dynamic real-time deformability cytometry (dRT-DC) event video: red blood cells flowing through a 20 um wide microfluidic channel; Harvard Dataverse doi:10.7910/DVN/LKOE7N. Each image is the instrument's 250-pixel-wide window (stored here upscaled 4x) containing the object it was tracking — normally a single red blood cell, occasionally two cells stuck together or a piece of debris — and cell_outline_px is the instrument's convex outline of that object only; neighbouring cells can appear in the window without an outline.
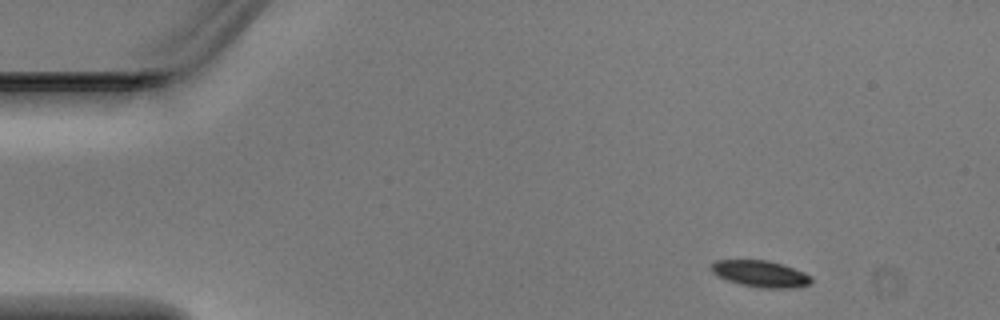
{"species": "Egyptian fruit bat (a non-hibernating species)", "species_latin": "Rousettus aegyptiacus", "temperature_condition": "warm", "stored_images_in_passage": 3, "camera_frame_rate_fps": 3000, "um_per_image_px": 0.085, "animal": {"sex": "male"}, "frame": {"image": 1, "passage_image": 1, "time_ms": 0.0, "image_size_px": [1000, 320], "cell_outline_px": [[812, 280], [808, 284], [796, 288], [760, 288], [740, 284], [728, 280], [712, 272], [708, 268], [716, 260], [768, 260], [804, 272], [812, 276]], "centroid_in_image_um": [64.64, 23.27], "position_along_channel_um": 20.4, "area_um2": 15.37}}